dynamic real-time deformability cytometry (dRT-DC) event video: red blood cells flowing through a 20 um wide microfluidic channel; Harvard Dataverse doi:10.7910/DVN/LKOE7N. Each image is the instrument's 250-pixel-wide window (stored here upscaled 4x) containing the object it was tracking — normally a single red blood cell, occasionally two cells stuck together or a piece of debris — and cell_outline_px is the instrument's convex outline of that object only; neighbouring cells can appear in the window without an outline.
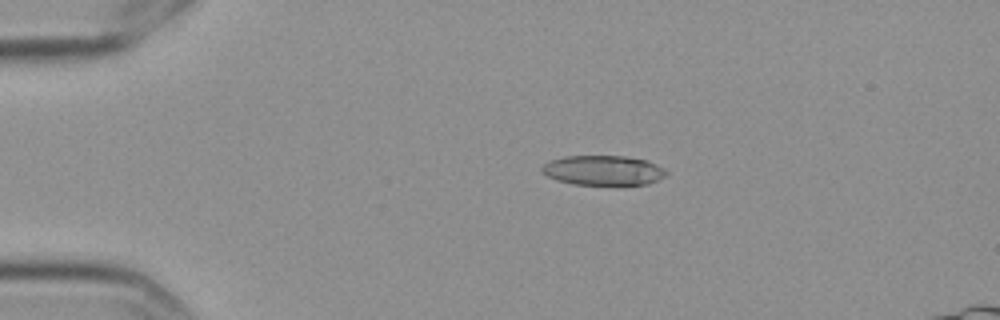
{"species": "Egyptian fruit bat (a non-hibernating species)", "species_latin": "Rousettus aegyptiacus", "temperature_condition": "cold", "stored_images_in_passage": 57, "camera_frame_rate_fps": 3000, "um_per_image_px": 0.085, "frame": {"image": 1, "passage_image": 12, "time_ms": 3.667, "image_size_px": [1000, 320], "cell_outline_px": [[668, 172], [664, 176], [648, 184], [572, 184], [556, 180], [540, 172], [540, 168], [544, 164], [552, 160], [568, 156], [624, 156], [648, 160], [664, 168]], "centroid_in_image_um": [51.26, 14.47], "position_along_channel_um": 33.7, "area_um2": 21.44}}
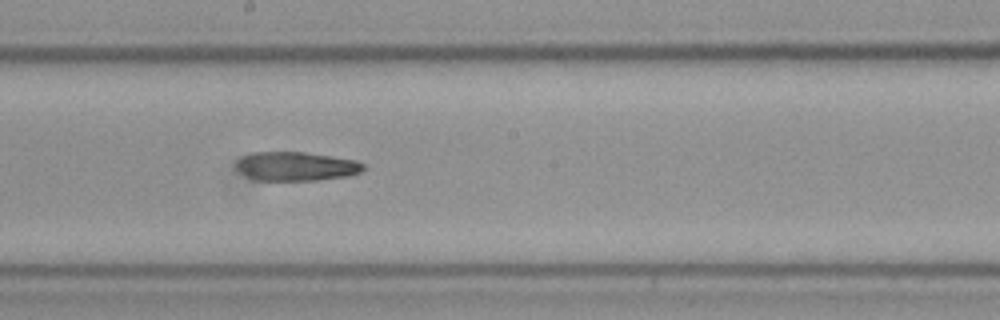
{"frame": {"image": 2, "passage_image": 32, "time_ms": 10.333, "image_size_px": [1000, 320], "cell_outline_px": [[364, 168], [360, 172], [348, 176], [316, 180], [260, 180], [248, 176], [240, 172], [236, 164], [244, 156], [256, 152], [304, 152], [356, 160], [364, 164]], "centroid_in_image_um": [25.22, 14.13], "position_along_channel_um": 223.0, "area_um2": 21.04}}
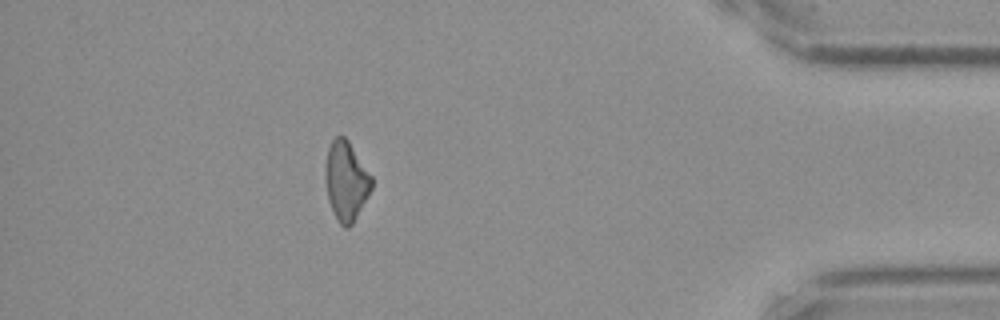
{"frame": {"image": 3, "passage_image": 51, "time_ms": 16.667, "image_size_px": [1000, 320], "cell_outline_px": [[372, 188], [368, 196], [352, 224], [348, 228], [344, 228], [336, 220], [328, 200], [324, 180], [324, 172], [328, 148], [332, 140], [336, 136], [344, 136], [348, 140], [372, 176]], "centroid_in_image_um": [29.4, 15.39], "position_along_channel_um": 405.8, "area_um2": 21.5}}